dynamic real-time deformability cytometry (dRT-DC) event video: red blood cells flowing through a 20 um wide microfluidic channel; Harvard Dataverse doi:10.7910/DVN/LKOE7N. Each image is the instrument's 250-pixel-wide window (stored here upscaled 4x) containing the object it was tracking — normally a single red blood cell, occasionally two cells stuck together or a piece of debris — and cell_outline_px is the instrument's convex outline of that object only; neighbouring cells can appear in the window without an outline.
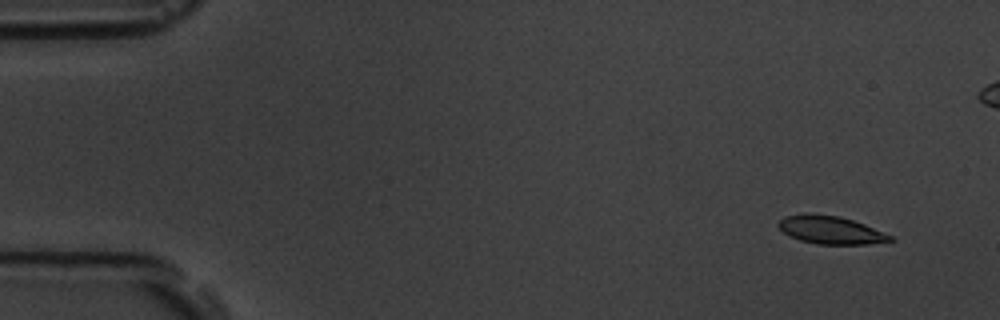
{"species": "common noctule bat (a hibernating species)", "species_latin": "Nyctalus noctula", "temperature_condition": "room temperature", "stored_images_in_passage": 5, "camera_frame_rate_fps": 3000, "um_per_image_px": 0.085, "animal": {"sex": "male", "body_mass_g": 19.5, "forearm_length_mm": 54.6}, "frame": {"image": 1, "passage_image": 1, "time_ms": 0.0, "image_size_px": [1000, 320], "cell_outline_px": [[896, 240], [868, 244], [816, 244], [800, 240], [788, 236], [776, 224], [784, 216], [804, 212], [808, 212], [840, 216], [864, 224], [892, 236]], "centroid_in_image_um": [70.55, 19.53], "position_along_channel_um": 14.4, "area_um2": 18.38}}